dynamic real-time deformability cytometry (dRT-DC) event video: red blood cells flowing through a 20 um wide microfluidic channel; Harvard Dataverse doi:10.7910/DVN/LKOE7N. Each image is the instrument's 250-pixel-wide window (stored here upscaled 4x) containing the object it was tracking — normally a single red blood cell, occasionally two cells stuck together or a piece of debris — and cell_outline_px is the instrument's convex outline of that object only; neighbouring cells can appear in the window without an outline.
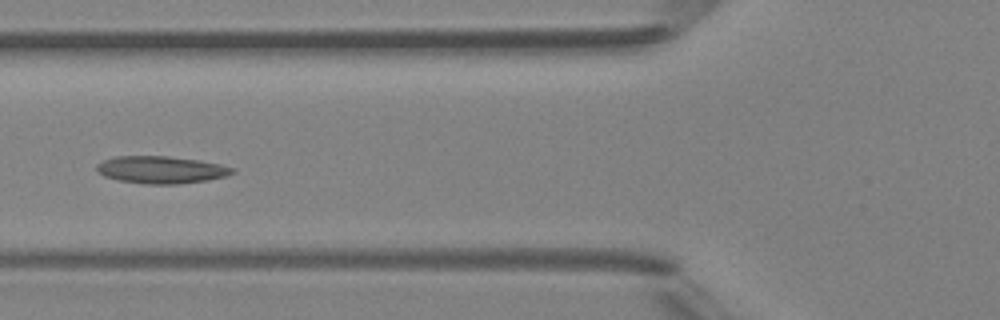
{"species": "Egyptian fruit bat (a non-hibernating species)", "species_latin": "Rousettus aegyptiacus", "temperature_condition": "room temperature", "stored_images_in_passage": 3, "camera_frame_rate_fps": 3000, "um_per_image_px": 0.085, "animal": {"sex": "female"}, "frame": {"image": 1, "passage_image": 3, "time_ms": 2.333, "image_size_px": [1000, 320], "cell_outline_px": [[236, 172], [224, 176], [208, 180], [176, 184], [144, 184], [120, 180], [104, 176], [96, 172], [96, 164], [104, 160], [116, 156], [168, 156], [200, 160], [220, 164], [236, 168]], "centroid_in_image_um": [13.7, 14.42], "position_along_channel_um": 112.1, "area_um2": 21.68}}